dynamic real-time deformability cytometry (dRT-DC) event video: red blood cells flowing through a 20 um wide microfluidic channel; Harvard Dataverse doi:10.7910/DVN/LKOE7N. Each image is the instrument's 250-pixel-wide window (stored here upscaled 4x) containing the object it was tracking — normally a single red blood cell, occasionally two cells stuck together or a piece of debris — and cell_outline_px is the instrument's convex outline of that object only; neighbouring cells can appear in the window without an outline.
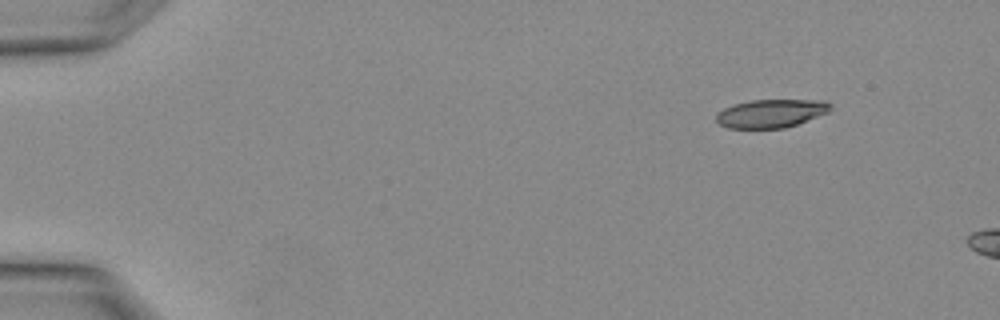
{"species": "Egyptian fruit bat (a non-hibernating species)", "species_latin": "Rousettus aegyptiacus", "temperature_condition": "warm", "stored_images_in_passage": 2, "camera_frame_rate_fps": 3000, "um_per_image_px": 0.085, "animal": {"sex": "female"}, "frame": {"image": 1, "passage_image": 1, "time_ms": 0.0, "image_size_px": [1000, 320], "cell_outline_px": [[832, 108], [828, 112], [796, 124], [784, 128], [728, 128], [720, 124], [716, 120], [716, 112], [724, 108], [736, 104], [752, 100], [828, 100], [832, 104]], "centroid_in_image_um": [65.55, 9.63], "position_along_channel_um": 19.4, "area_um2": 18.79}}